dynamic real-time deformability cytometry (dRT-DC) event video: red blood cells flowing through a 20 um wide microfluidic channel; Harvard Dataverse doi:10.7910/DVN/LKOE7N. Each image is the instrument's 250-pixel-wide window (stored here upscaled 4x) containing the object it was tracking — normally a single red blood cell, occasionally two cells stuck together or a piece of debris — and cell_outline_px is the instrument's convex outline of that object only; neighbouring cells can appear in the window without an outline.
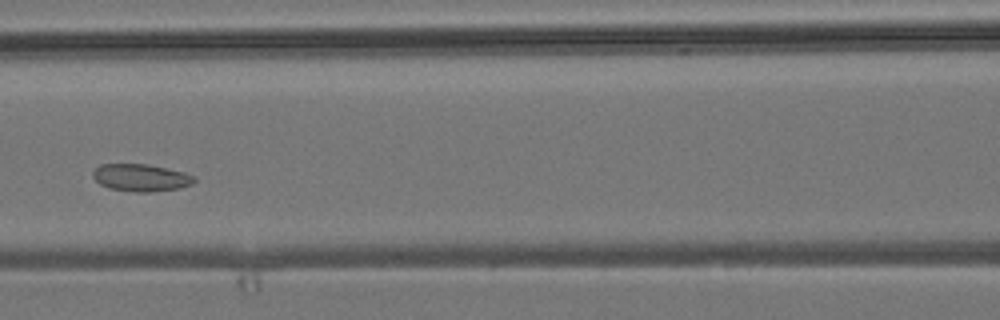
{"species": "common noctule bat (a hibernating species)", "species_latin": "Nyctalus noctula", "temperature_condition": "room temperature", "stored_images_in_passage": 5, "camera_frame_rate_fps": 3000, "um_per_image_px": 0.085, "animal": {"sex": "male", "body_mass_g": 19.2, "forearm_length_mm": 51.8}, "frame": {"image": 1, "passage_image": 4, "time_ms": 3.667, "image_size_px": [1000, 320], "cell_outline_px": [[196, 180], [192, 184], [180, 188], [152, 192], [136, 192], [108, 188], [100, 184], [92, 176], [92, 172], [100, 164], [148, 164], [184, 172], [196, 176]], "centroid_in_image_um": [11.99, 15.1], "position_along_channel_um": 154.6, "area_um2": 16.24}}
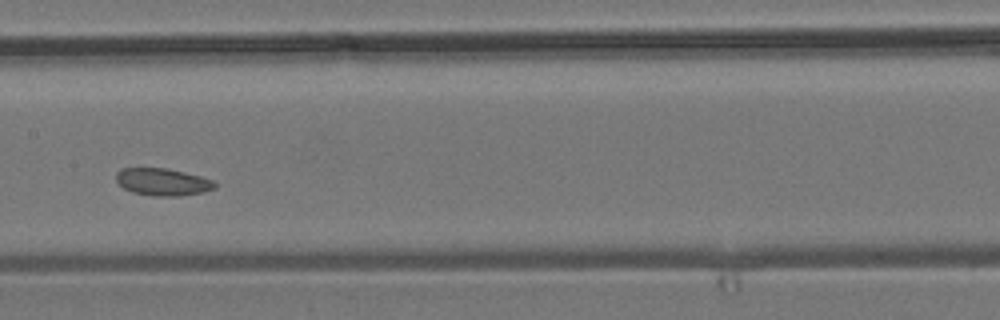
{"frame": {"image": 2, "passage_image": 5, "time_ms": 4.667, "image_size_px": [1000, 320], "cell_outline_px": [[216, 188], [204, 192], [180, 196], [152, 196], [132, 192], [124, 188], [116, 180], [116, 172], [120, 168], [168, 168], [216, 180]], "centroid_in_image_um": [13.85, 15.46], "position_along_channel_um": 193.5, "area_um2": 15.9}}